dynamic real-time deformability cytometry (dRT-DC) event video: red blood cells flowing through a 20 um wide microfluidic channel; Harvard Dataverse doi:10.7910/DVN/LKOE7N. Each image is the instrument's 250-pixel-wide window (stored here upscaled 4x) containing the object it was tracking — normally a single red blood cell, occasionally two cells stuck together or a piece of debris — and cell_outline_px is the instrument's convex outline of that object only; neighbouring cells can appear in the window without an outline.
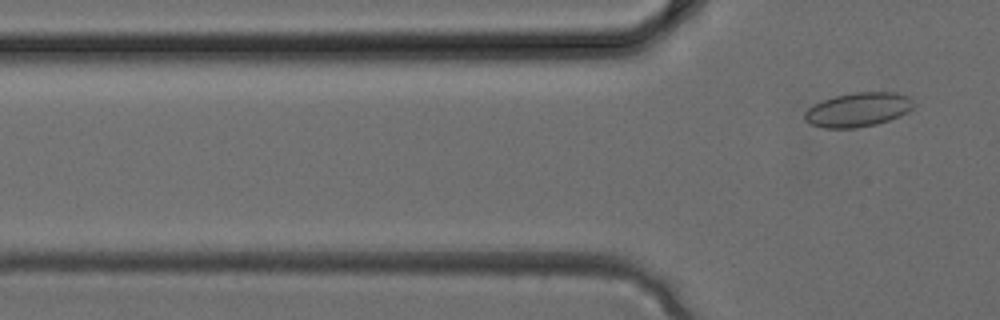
{"species": "common noctule bat (a hibernating species)", "species_latin": "Nyctalus noctula", "temperature_condition": "cold", "stored_images_in_passage": 3, "camera_frame_rate_fps": 3000, "um_per_image_px": 0.085, "animal": {"sex": "female", "body_mass_g": 24.6, "forearm_length_mm": 56.2}, "frame": {"image": 1, "passage_image": 3, "time_ms": 0.667, "image_size_px": [1000, 320], "cell_outline_px": [[916, 104], [908, 112], [900, 116], [876, 124], [856, 128], [824, 128], [812, 124], [804, 120], [804, 112], [808, 108], [824, 100], [836, 96], [856, 92], [896, 92], [908, 96]], "centroid_in_image_um": [72.96, 9.32], "position_along_channel_um": 52.8, "area_um2": 21.62}}